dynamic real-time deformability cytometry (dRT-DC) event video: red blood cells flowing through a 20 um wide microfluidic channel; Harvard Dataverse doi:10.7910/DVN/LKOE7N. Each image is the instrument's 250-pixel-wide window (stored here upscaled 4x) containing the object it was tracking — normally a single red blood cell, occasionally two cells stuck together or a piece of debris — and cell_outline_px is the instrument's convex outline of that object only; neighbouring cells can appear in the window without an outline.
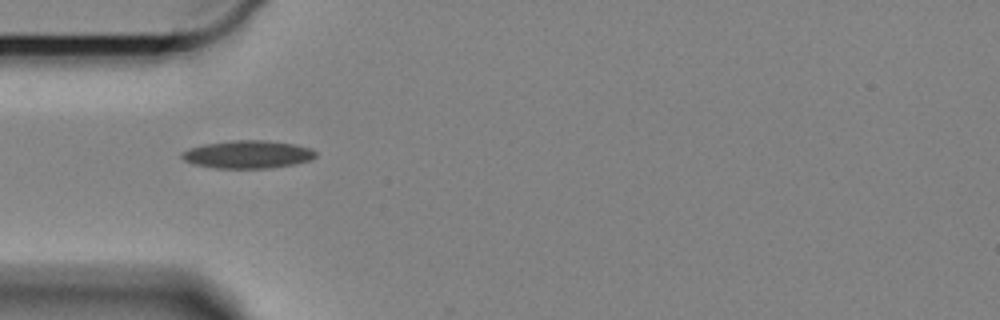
{"species": "Egyptian fruit bat (a non-hibernating species)", "species_latin": "Rousettus aegyptiacus", "temperature_condition": "cold", "stored_images_in_passage": 15, "camera_frame_rate_fps": 3000, "um_per_image_px": 0.085, "animal": {"sex": "female"}, "frame": {"image": 1, "passage_image": 1, "time_ms": 0.0, "image_size_px": [1000, 320], "cell_outline_px": [[316, 156], [312, 160], [272, 168], [216, 168], [192, 164], [184, 160], [180, 156], [184, 152], [192, 148], [204, 144], [232, 140], [264, 140], [292, 144], [312, 148], [316, 152]], "centroid_in_image_um": [21.08, 13.13], "position_along_channel_um": 63.9, "area_um2": 21.62}}
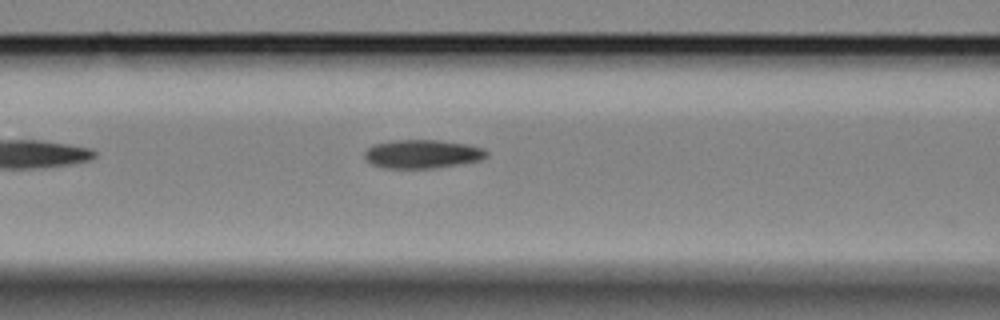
{"frame": {"image": 2, "passage_image": 7, "time_ms": 2.0, "image_size_px": [1000, 320], "cell_outline_px": [[488, 156], [480, 160], [432, 168], [384, 168], [372, 164], [364, 156], [364, 152], [368, 148], [376, 144], [396, 140], [436, 140], [464, 144], [480, 148], [488, 152]], "centroid_in_image_um": [35.87, 13.09], "position_along_channel_um": 130.7, "area_um2": 19.88}}
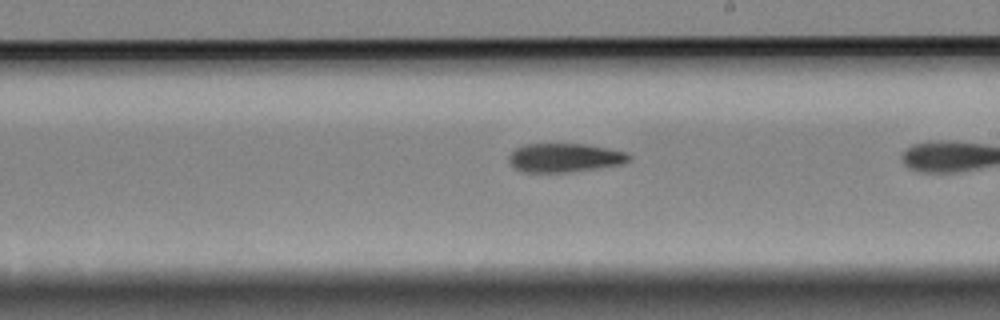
{"frame": {"image": 3, "passage_image": 14, "time_ms": 4.333, "image_size_px": [1000, 320], "cell_outline_px": [[632, 156], [628, 160], [620, 164], [596, 168], [568, 172], [520, 172], [512, 168], [508, 164], [508, 156], [516, 148], [524, 144], [584, 144], [624, 152]], "centroid_in_image_um": [47.88, 13.41], "position_along_channel_um": 241.1, "area_um2": 20.06}}